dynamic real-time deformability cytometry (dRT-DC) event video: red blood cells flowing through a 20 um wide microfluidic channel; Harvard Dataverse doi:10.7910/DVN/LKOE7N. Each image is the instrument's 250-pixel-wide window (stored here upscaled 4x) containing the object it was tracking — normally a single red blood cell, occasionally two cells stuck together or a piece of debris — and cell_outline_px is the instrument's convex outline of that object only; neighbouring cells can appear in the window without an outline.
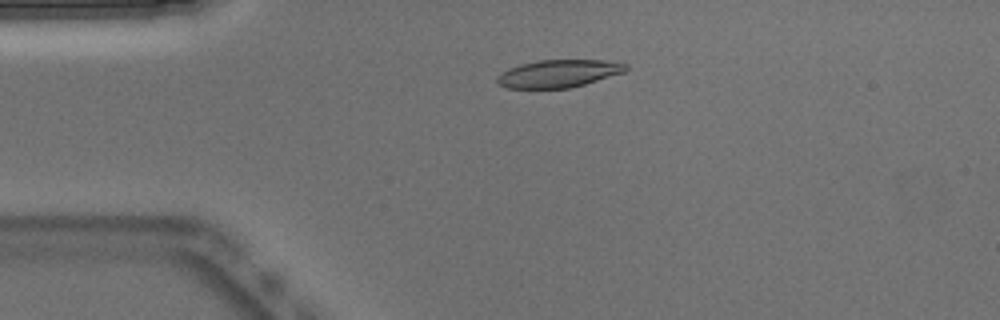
{"species": "Egyptian fruit bat (a non-hibernating species)", "species_latin": "Rousettus aegyptiacus", "temperature_condition": "warm", "stored_images_in_passage": 51, "camera_frame_rate_fps": 3000, "um_per_image_px": 0.085, "animal": {"sex": "male"}, "frame": {"image": 1, "passage_image": 11, "time_ms": 3.333, "image_size_px": [1000, 320], "cell_outline_px": [[628, 68], [624, 72], [572, 88], [508, 88], [500, 84], [496, 80], [496, 76], [508, 68], [520, 64], [540, 60], [604, 60], [628, 64]], "centroid_in_image_um": [47.48, 6.25], "position_along_channel_um": 37.5, "area_um2": 20.69}}
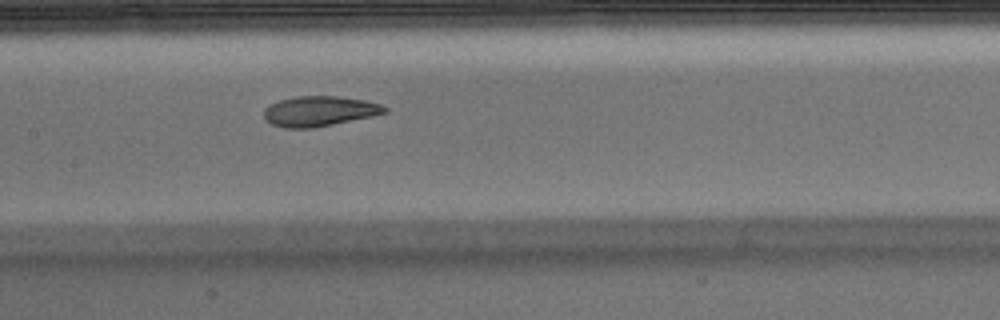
{"frame": {"image": 2, "passage_image": 24, "time_ms": 7.667, "image_size_px": [1000, 320], "cell_outline_px": [[388, 112], [372, 116], [312, 128], [284, 128], [272, 124], [264, 116], [264, 108], [268, 104], [280, 100], [296, 96], [336, 96], [364, 100], [380, 104], [388, 108]], "centroid_in_image_um": [27.13, 9.44], "position_along_channel_um": 180.3, "area_um2": 21.1}}
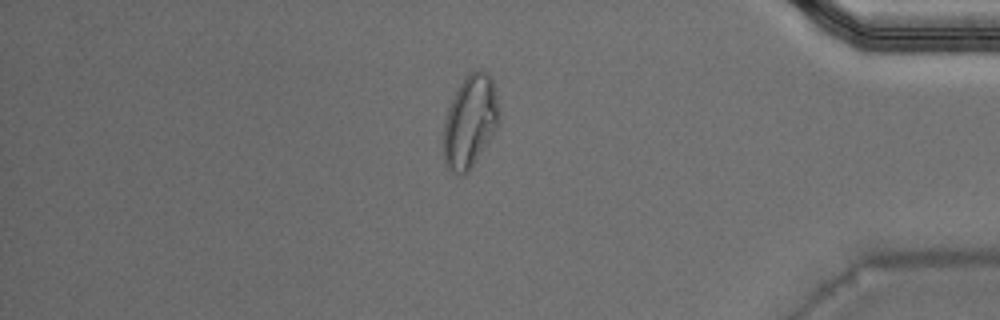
{"frame": {"image": 3, "passage_image": 43, "time_ms": 14.0, "image_size_px": [1000, 320], "cell_outline_px": [[500, 120], [492, 136], [468, 172], [464, 176], [456, 176], [444, 164], [440, 152], [444, 120], [448, 108], [460, 84], [472, 72], [480, 68], [484, 68], [492, 76], [500, 108]], "centroid_in_image_um": [39.93, 10.37], "position_along_channel_um": 395.3, "area_um2": 30.81}, "authors_computed_cell_mechanics": {"area_um2": 21.6172, "velocity_mm_per_s": 3.9116, "shape_relaxation_time_tau1_ms": null, "shape_relaxation_time_tau2_ms": 2.3398, "deformation_change_tau1": null, "deformation_change_tau2": 0.0883}}